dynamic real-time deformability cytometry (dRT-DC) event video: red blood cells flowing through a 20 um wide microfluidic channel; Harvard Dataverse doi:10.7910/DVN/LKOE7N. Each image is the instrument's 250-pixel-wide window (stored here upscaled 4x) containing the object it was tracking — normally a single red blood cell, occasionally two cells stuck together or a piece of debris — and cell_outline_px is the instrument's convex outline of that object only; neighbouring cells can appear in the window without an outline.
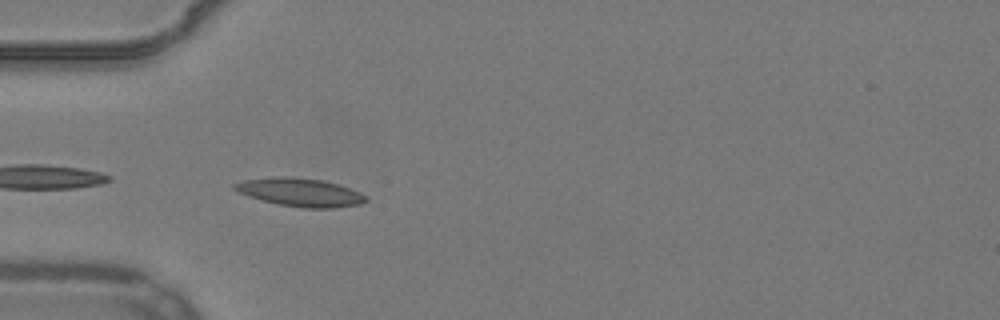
{"species": "common noctule bat (a hibernating species)", "species_latin": "Nyctalus noctula", "temperature_condition": "warm", "stored_images_in_passage": 37, "camera_frame_rate_fps": 3000, "um_per_image_px": 0.085, "animal": {"sex": "male", "body_mass_g": 19.2, "forearm_length_mm": 51.8}, "frame": {"image": 1, "passage_image": 1, "time_ms": 0.0, "image_size_px": [1000, 320], "cell_outline_px": [[368, 200], [360, 204], [336, 208], [304, 208], [280, 204], [260, 200], [248, 196], [232, 188], [232, 184], [244, 180], [272, 176], [284, 176], [320, 180], [340, 184], [360, 192], [368, 196]], "centroid_in_image_um": [25.53, 16.34], "position_along_channel_um": 59.5, "area_um2": 21.73}}
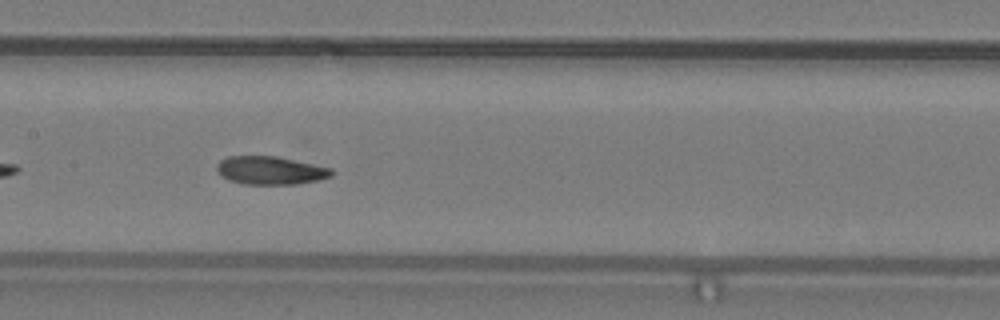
{"frame": {"image": 2, "passage_image": 11, "time_ms": 3.333, "image_size_px": [1000, 320], "cell_outline_px": [[332, 176], [316, 180], [296, 184], [244, 184], [228, 180], [220, 176], [216, 172], [216, 164], [220, 160], [228, 156], [276, 156], [332, 168]], "centroid_in_image_um": [22.92, 14.48], "position_along_channel_um": 184.5, "area_um2": 18.9}}
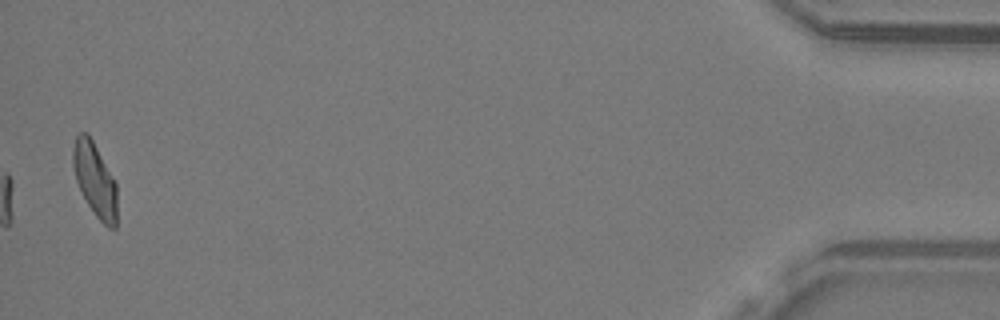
{"frame": {"image": 3, "passage_image": 37, "time_ms": 12.0, "image_size_px": [1000, 320], "cell_outline_px": [[116, 228], [108, 228], [96, 216], [88, 204], [76, 180], [72, 164], [72, 152], [76, 136], [80, 132], [88, 132], [116, 184]], "centroid_in_image_um": [8.05, 15.26], "position_along_channel_um": 427.2, "area_um2": 18.55}, "authors_computed_cell_mechanics": {"area_um2": 18.785, "velocity_mm_per_s": 3.8578, "shape_relaxation_time_tau1_ms": 5.6998, "shape_relaxation_time_tau2_ms": 2.6213, "deformation_change_tau1": 0.1653, "deformation_change_tau2": 0.0951}}